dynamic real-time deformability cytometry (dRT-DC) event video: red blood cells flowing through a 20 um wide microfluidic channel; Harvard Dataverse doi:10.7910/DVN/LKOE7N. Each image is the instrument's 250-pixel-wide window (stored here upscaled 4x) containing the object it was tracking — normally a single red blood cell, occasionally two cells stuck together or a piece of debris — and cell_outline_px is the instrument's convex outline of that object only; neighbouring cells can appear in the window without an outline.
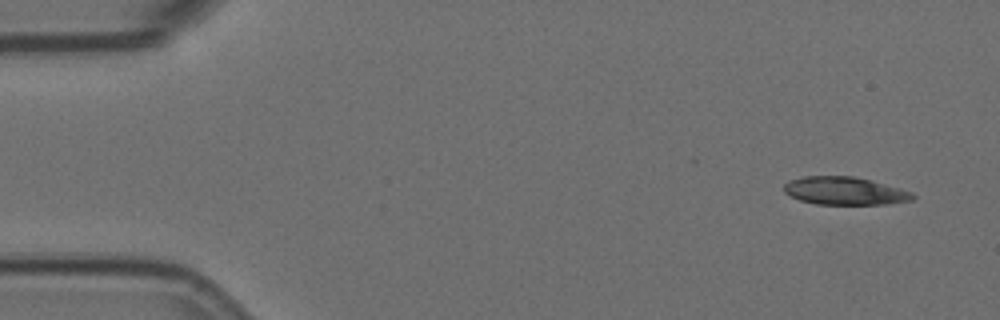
{"species": "Egyptian fruit bat (a non-hibernating species)", "species_latin": "Rousettus aegyptiacus", "temperature_condition": "room temperature", "stored_images_in_passage": 6, "camera_frame_rate_fps": 3000, "um_per_image_px": 0.085, "animal": {"sex": "female"}, "frame": {"image": 1, "passage_image": 1, "time_ms": 0.0, "image_size_px": [1000, 320], "cell_outline_px": [[916, 196], [912, 200], [884, 204], [816, 204], [800, 200], [784, 192], [784, 184], [788, 180], [804, 176], [852, 176], [872, 180], [900, 188], [912, 192]], "centroid_in_image_um": [71.8, 16.22], "position_along_channel_um": 13.2, "area_um2": 20.92}}
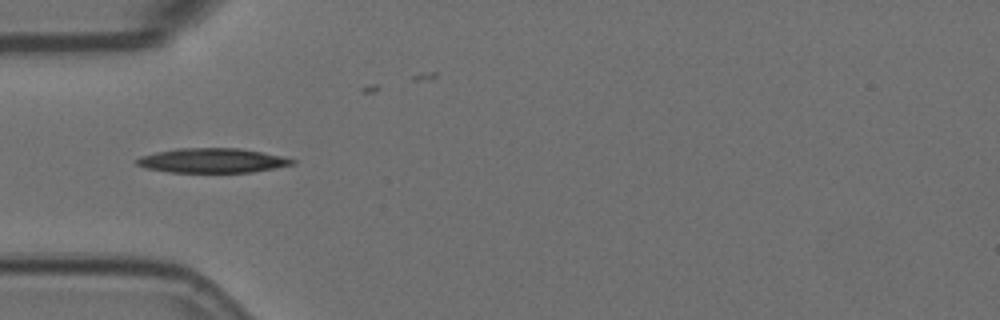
{"frame": {"image": 2, "passage_image": 5, "time_ms": 1.333, "image_size_px": [1000, 320], "cell_outline_px": [[296, 164], [276, 168], [252, 172], [168, 172], [144, 168], [136, 164], [132, 160], [140, 156], [156, 152], [176, 148], [240, 148], [280, 156], [296, 160]], "centroid_in_image_um": [17.99, 13.65], "position_along_channel_um": 67.0, "area_um2": 22.37}}
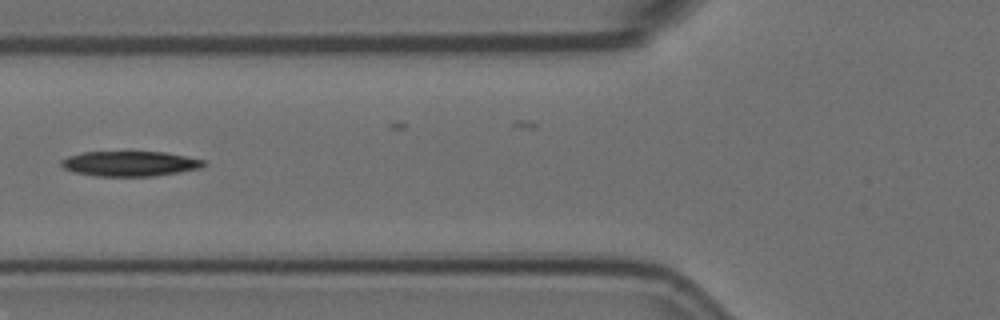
{"frame": {"image": 3, "passage_image": 6, "time_ms": 1.667, "image_size_px": [1000, 320], "cell_outline_px": [[208, 164], [200, 168], [180, 172], [156, 176], [96, 176], [72, 172], [64, 168], [60, 164], [60, 160], [68, 156], [80, 152], [164, 152], [208, 160]], "centroid_in_image_um": [11.06, 13.91], "position_along_channel_um": 114.7, "area_um2": 21.1}}